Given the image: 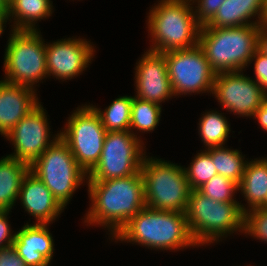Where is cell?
Here are the masks:
<instances>
[{
    "instance_id": "cell-1",
    "label": "cell",
    "mask_w": 267,
    "mask_h": 266,
    "mask_svg": "<svg viewBox=\"0 0 267 266\" xmlns=\"http://www.w3.org/2000/svg\"><path fill=\"white\" fill-rule=\"evenodd\" d=\"M86 182L91 203L83 222L107 228L110 238L146 206L141 171L117 179Z\"/></svg>"
},
{
    "instance_id": "cell-2",
    "label": "cell",
    "mask_w": 267,
    "mask_h": 266,
    "mask_svg": "<svg viewBox=\"0 0 267 266\" xmlns=\"http://www.w3.org/2000/svg\"><path fill=\"white\" fill-rule=\"evenodd\" d=\"M112 240L170 252L199 247L191 236L185 213L156 210L146 206Z\"/></svg>"
},
{
    "instance_id": "cell-3",
    "label": "cell",
    "mask_w": 267,
    "mask_h": 266,
    "mask_svg": "<svg viewBox=\"0 0 267 266\" xmlns=\"http://www.w3.org/2000/svg\"><path fill=\"white\" fill-rule=\"evenodd\" d=\"M149 9L148 50L166 53L198 45L201 25L198 23L191 0H158Z\"/></svg>"
},
{
    "instance_id": "cell-4",
    "label": "cell",
    "mask_w": 267,
    "mask_h": 266,
    "mask_svg": "<svg viewBox=\"0 0 267 266\" xmlns=\"http://www.w3.org/2000/svg\"><path fill=\"white\" fill-rule=\"evenodd\" d=\"M260 25L201 27L198 45L217 74L245 71L258 47Z\"/></svg>"
},
{
    "instance_id": "cell-5",
    "label": "cell",
    "mask_w": 267,
    "mask_h": 266,
    "mask_svg": "<svg viewBox=\"0 0 267 266\" xmlns=\"http://www.w3.org/2000/svg\"><path fill=\"white\" fill-rule=\"evenodd\" d=\"M184 213L199 247L220 243L236 232L243 233L244 213L239 202H217L198 190H191Z\"/></svg>"
},
{
    "instance_id": "cell-6",
    "label": "cell",
    "mask_w": 267,
    "mask_h": 266,
    "mask_svg": "<svg viewBox=\"0 0 267 266\" xmlns=\"http://www.w3.org/2000/svg\"><path fill=\"white\" fill-rule=\"evenodd\" d=\"M146 207L184 213L191 193L184 166L145 155L141 164Z\"/></svg>"
},
{
    "instance_id": "cell-7",
    "label": "cell",
    "mask_w": 267,
    "mask_h": 266,
    "mask_svg": "<svg viewBox=\"0 0 267 266\" xmlns=\"http://www.w3.org/2000/svg\"><path fill=\"white\" fill-rule=\"evenodd\" d=\"M4 53V81L36 89L48 78L46 41L40 30H10ZM36 86V87H35Z\"/></svg>"
},
{
    "instance_id": "cell-8",
    "label": "cell",
    "mask_w": 267,
    "mask_h": 266,
    "mask_svg": "<svg viewBox=\"0 0 267 266\" xmlns=\"http://www.w3.org/2000/svg\"><path fill=\"white\" fill-rule=\"evenodd\" d=\"M30 171L46 185L64 209L74 192L87 183V173L60 137L30 165Z\"/></svg>"
},
{
    "instance_id": "cell-9",
    "label": "cell",
    "mask_w": 267,
    "mask_h": 266,
    "mask_svg": "<svg viewBox=\"0 0 267 266\" xmlns=\"http://www.w3.org/2000/svg\"><path fill=\"white\" fill-rule=\"evenodd\" d=\"M73 111L59 131V137L88 174L100 160L107 131L89 104H82Z\"/></svg>"
},
{
    "instance_id": "cell-10",
    "label": "cell",
    "mask_w": 267,
    "mask_h": 266,
    "mask_svg": "<svg viewBox=\"0 0 267 266\" xmlns=\"http://www.w3.org/2000/svg\"><path fill=\"white\" fill-rule=\"evenodd\" d=\"M145 144L128 131H108L99 162L87 181L117 179L137 174L145 157Z\"/></svg>"
},
{
    "instance_id": "cell-11",
    "label": "cell",
    "mask_w": 267,
    "mask_h": 266,
    "mask_svg": "<svg viewBox=\"0 0 267 266\" xmlns=\"http://www.w3.org/2000/svg\"><path fill=\"white\" fill-rule=\"evenodd\" d=\"M175 97L213 92L216 73L199 45L163 53Z\"/></svg>"
},
{
    "instance_id": "cell-12",
    "label": "cell",
    "mask_w": 267,
    "mask_h": 266,
    "mask_svg": "<svg viewBox=\"0 0 267 266\" xmlns=\"http://www.w3.org/2000/svg\"><path fill=\"white\" fill-rule=\"evenodd\" d=\"M212 96L226 111L239 117H253L267 94L243 71L215 75Z\"/></svg>"
},
{
    "instance_id": "cell-13",
    "label": "cell",
    "mask_w": 267,
    "mask_h": 266,
    "mask_svg": "<svg viewBox=\"0 0 267 266\" xmlns=\"http://www.w3.org/2000/svg\"><path fill=\"white\" fill-rule=\"evenodd\" d=\"M43 107L40 102L4 136L14 148V152L8 156L29 166L59 138V131L51 134L47 111Z\"/></svg>"
},
{
    "instance_id": "cell-14",
    "label": "cell",
    "mask_w": 267,
    "mask_h": 266,
    "mask_svg": "<svg viewBox=\"0 0 267 266\" xmlns=\"http://www.w3.org/2000/svg\"><path fill=\"white\" fill-rule=\"evenodd\" d=\"M83 38L73 36L54 40L52 43L46 42L48 77L69 81L83 74V71L92 63L96 52L94 44Z\"/></svg>"
},
{
    "instance_id": "cell-15",
    "label": "cell",
    "mask_w": 267,
    "mask_h": 266,
    "mask_svg": "<svg viewBox=\"0 0 267 266\" xmlns=\"http://www.w3.org/2000/svg\"><path fill=\"white\" fill-rule=\"evenodd\" d=\"M137 61L134 68L135 97L161 106L173 96L175 98L163 53L147 49Z\"/></svg>"
},
{
    "instance_id": "cell-16",
    "label": "cell",
    "mask_w": 267,
    "mask_h": 266,
    "mask_svg": "<svg viewBox=\"0 0 267 266\" xmlns=\"http://www.w3.org/2000/svg\"><path fill=\"white\" fill-rule=\"evenodd\" d=\"M18 200L26 213L35 218L33 223L36 224L51 225L64 211L52 192L30 170L22 180Z\"/></svg>"
},
{
    "instance_id": "cell-17",
    "label": "cell",
    "mask_w": 267,
    "mask_h": 266,
    "mask_svg": "<svg viewBox=\"0 0 267 266\" xmlns=\"http://www.w3.org/2000/svg\"><path fill=\"white\" fill-rule=\"evenodd\" d=\"M49 226L27 222L15 232L12 245L27 266H50L55 244Z\"/></svg>"
},
{
    "instance_id": "cell-18",
    "label": "cell",
    "mask_w": 267,
    "mask_h": 266,
    "mask_svg": "<svg viewBox=\"0 0 267 266\" xmlns=\"http://www.w3.org/2000/svg\"><path fill=\"white\" fill-rule=\"evenodd\" d=\"M37 91L0 80V135L6 136L38 104Z\"/></svg>"
},
{
    "instance_id": "cell-19",
    "label": "cell",
    "mask_w": 267,
    "mask_h": 266,
    "mask_svg": "<svg viewBox=\"0 0 267 266\" xmlns=\"http://www.w3.org/2000/svg\"><path fill=\"white\" fill-rule=\"evenodd\" d=\"M265 2L266 0H225L213 18L201 27L228 28L260 25Z\"/></svg>"
},
{
    "instance_id": "cell-20",
    "label": "cell",
    "mask_w": 267,
    "mask_h": 266,
    "mask_svg": "<svg viewBox=\"0 0 267 266\" xmlns=\"http://www.w3.org/2000/svg\"><path fill=\"white\" fill-rule=\"evenodd\" d=\"M247 206L239 202L243 213L262 207L267 200V157L248 160L243 177L238 184V193Z\"/></svg>"
},
{
    "instance_id": "cell-21",
    "label": "cell",
    "mask_w": 267,
    "mask_h": 266,
    "mask_svg": "<svg viewBox=\"0 0 267 266\" xmlns=\"http://www.w3.org/2000/svg\"><path fill=\"white\" fill-rule=\"evenodd\" d=\"M53 9L51 0H9L8 21L13 23L11 30H39L38 20L50 18Z\"/></svg>"
},
{
    "instance_id": "cell-22",
    "label": "cell",
    "mask_w": 267,
    "mask_h": 266,
    "mask_svg": "<svg viewBox=\"0 0 267 266\" xmlns=\"http://www.w3.org/2000/svg\"><path fill=\"white\" fill-rule=\"evenodd\" d=\"M27 163L8 155L0 158V211H10L16 205L24 176L29 172Z\"/></svg>"
},
{
    "instance_id": "cell-23",
    "label": "cell",
    "mask_w": 267,
    "mask_h": 266,
    "mask_svg": "<svg viewBox=\"0 0 267 266\" xmlns=\"http://www.w3.org/2000/svg\"><path fill=\"white\" fill-rule=\"evenodd\" d=\"M225 113L211 110L206 111L199 118L198 135L205 149L225 146L231 132L230 123Z\"/></svg>"
},
{
    "instance_id": "cell-24",
    "label": "cell",
    "mask_w": 267,
    "mask_h": 266,
    "mask_svg": "<svg viewBox=\"0 0 267 266\" xmlns=\"http://www.w3.org/2000/svg\"><path fill=\"white\" fill-rule=\"evenodd\" d=\"M205 150L211 155L218 174L231 179L237 184L240 183L248 162V159L244 158L246 155L243 156L240 152L241 150L231 149V147L228 148L226 145L211 147Z\"/></svg>"
},
{
    "instance_id": "cell-25",
    "label": "cell",
    "mask_w": 267,
    "mask_h": 266,
    "mask_svg": "<svg viewBox=\"0 0 267 266\" xmlns=\"http://www.w3.org/2000/svg\"><path fill=\"white\" fill-rule=\"evenodd\" d=\"M132 100L133 96H118L104 110L90 104V102L89 105L99 115L101 123L107 132L128 131L130 127Z\"/></svg>"
},
{
    "instance_id": "cell-26",
    "label": "cell",
    "mask_w": 267,
    "mask_h": 266,
    "mask_svg": "<svg viewBox=\"0 0 267 266\" xmlns=\"http://www.w3.org/2000/svg\"><path fill=\"white\" fill-rule=\"evenodd\" d=\"M162 110V106L159 104L140 100L133 96L129 131L143 142L138 132H153L159 125Z\"/></svg>"
},
{
    "instance_id": "cell-27",
    "label": "cell",
    "mask_w": 267,
    "mask_h": 266,
    "mask_svg": "<svg viewBox=\"0 0 267 266\" xmlns=\"http://www.w3.org/2000/svg\"><path fill=\"white\" fill-rule=\"evenodd\" d=\"M214 165L211 155L206 150H200L194 155L188 167H184L191 190H198L218 174Z\"/></svg>"
},
{
    "instance_id": "cell-28",
    "label": "cell",
    "mask_w": 267,
    "mask_h": 266,
    "mask_svg": "<svg viewBox=\"0 0 267 266\" xmlns=\"http://www.w3.org/2000/svg\"><path fill=\"white\" fill-rule=\"evenodd\" d=\"M204 196L217 202H239L235 198L238 192V184L231 179L217 174L198 189Z\"/></svg>"
},
{
    "instance_id": "cell-29",
    "label": "cell",
    "mask_w": 267,
    "mask_h": 266,
    "mask_svg": "<svg viewBox=\"0 0 267 266\" xmlns=\"http://www.w3.org/2000/svg\"><path fill=\"white\" fill-rule=\"evenodd\" d=\"M243 233L267 243V208L259 207L244 213Z\"/></svg>"
},
{
    "instance_id": "cell-30",
    "label": "cell",
    "mask_w": 267,
    "mask_h": 266,
    "mask_svg": "<svg viewBox=\"0 0 267 266\" xmlns=\"http://www.w3.org/2000/svg\"><path fill=\"white\" fill-rule=\"evenodd\" d=\"M224 1L225 0H191L198 23L201 26L206 25L213 18Z\"/></svg>"
},
{
    "instance_id": "cell-31",
    "label": "cell",
    "mask_w": 267,
    "mask_h": 266,
    "mask_svg": "<svg viewBox=\"0 0 267 266\" xmlns=\"http://www.w3.org/2000/svg\"><path fill=\"white\" fill-rule=\"evenodd\" d=\"M254 62V81H256L263 91L267 94V56L258 49L250 60V64Z\"/></svg>"
},
{
    "instance_id": "cell-32",
    "label": "cell",
    "mask_w": 267,
    "mask_h": 266,
    "mask_svg": "<svg viewBox=\"0 0 267 266\" xmlns=\"http://www.w3.org/2000/svg\"><path fill=\"white\" fill-rule=\"evenodd\" d=\"M9 214L10 211H0V249L12 245L16 236L9 224Z\"/></svg>"
},
{
    "instance_id": "cell-33",
    "label": "cell",
    "mask_w": 267,
    "mask_h": 266,
    "mask_svg": "<svg viewBox=\"0 0 267 266\" xmlns=\"http://www.w3.org/2000/svg\"><path fill=\"white\" fill-rule=\"evenodd\" d=\"M0 266H27L13 245L0 249Z\"/></svg>"
},
{
    "instance_id": "cell-34",
    "label": "cell",
    "mask_w": 267,
    "mask_h": 266,
    "mask_svg": "<svg viewBox=\"0 0 267 266\" xmlns=\"http://www.w3.org/2000/svg\"><path fill=\"white\" fill-rule=\"evenodd\" d=\"M257 119L259 126L261 129L267 132V96L265 97L262 105L255 112L253 119Z\"/></svg>"
},
{
    "instance_id": "cell-35",
    "label": "cell",
    "mask_w": 267,
    "mask_h": 266,
    "mask_svg": "<svg viewBox=\"0 0 267 266\" xmlns=\"http://www.w3.org/2000/svg\"><path fill=\"white\" fill-rule=\"evenodd\" d=\"M257 49L267 56V29L260 28Z\"/></svg>"
},
{
    "instance_id": "cell-36",
    "label": "cell",
    "mask_w": 267,
    "mask_h": 266,
    "mask_svg": "<svg viewBox=\"0 0 267 266\" xmlns=\"http://www.w3.org/2000/svg\"><path fill=\"white\" fill-rule=\"evenodd\" d=\"M8 22V15H0V37L5 32L6 23Z\"/></svg>"
},
{
    "instance_id": "cell-37",
    "label": "cell",
    "mask_w": 267,
    "mask_h": 266,
    "mask_svg": "<svg viewBox=\"0 0 267 266\" xmlns=\"http://www.w3.org/2000/svg\"><path fill=\"white\" fill-rule=\"evenodd\" d=\"M0 15H8V0H0Z\"/></svg>"
},
{
    "instance_id": "cell-38",
    "label": "cell",
    "mask_w": 267,
    "mask_h": 266,
    "mask_svg": "<svg viewBox=\"0 0 267 266\" xmlns=\"http://www.w3.org/2000/svg\"><path fill=\"white\" fill-rule=\"evenodd\" d=\"M260 28L267 29V1L265 2V9H264L262 21L260 23Z\"/></svg>"
},
{
    "instance_id": "cell-39",
    "label": "cell",
    "mask_w": 267,
    "mask_h": 266,
    "mask_svg": "<svg viewBox=\"0 0 267 266\" xmlns=\"http://www.w3.org/2000/svg\"><path fill=\"white\" fill-rule=\"evenodd\" d=\"M262 207L267 208V200H266L265 204Z\"/></svg>"
}]
</instances>
